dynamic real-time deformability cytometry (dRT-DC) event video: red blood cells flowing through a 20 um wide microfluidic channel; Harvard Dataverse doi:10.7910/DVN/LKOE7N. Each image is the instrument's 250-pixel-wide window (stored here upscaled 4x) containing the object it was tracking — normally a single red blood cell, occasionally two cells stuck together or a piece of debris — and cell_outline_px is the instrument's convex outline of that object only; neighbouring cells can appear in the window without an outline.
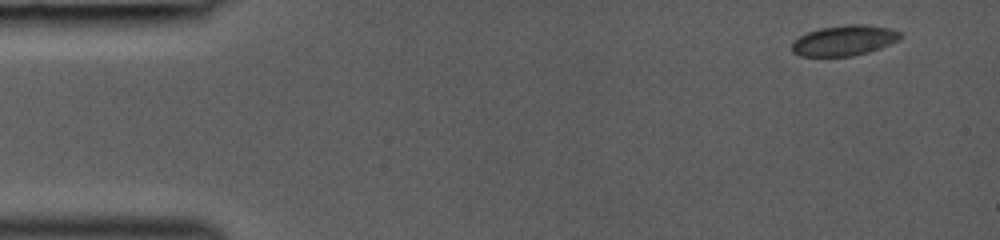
{"species": "common noctule bat (a hibernating species)", "species_latin": "Nyctalus noctula", "temperature_condition": "room temperature", "stored_images_in_passage": 42, "camera_frame_rate_fps": 3000, "um_per_image_px": 0.085, "animal": {"sex": "female", "body_mass_g": 19.0, "forearm_length_mm": 53.3}, "frame": {"image": 1, "passage_image": 1, "time_ms": 0.0, "image_size_px": [1000, 240], "cell_outline_px": [[904, 36], [900, 40], [880, 48], [868, 52], [852, 56], [800, 56], [792, 52], [792, 44], [800, 36], [808, 32], [820, 28], [848, 24], [864, 24], [888, 28], [900, 32]], "centroid_in_image_um": [71.79, 3.44], "position_along_channel_um": 13.2, "area_um2": 19.19}}
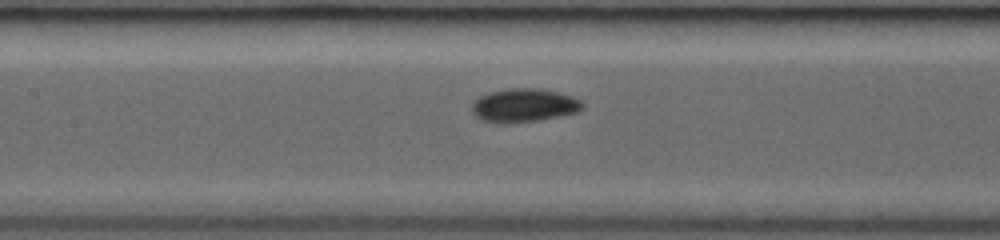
{"frame": {"image": 2, "passage_image": 19, "time_ms": 6.0, "image_size_px": [1000, 240], "cell_outline_px": [[584, 108], [580, 112], [540, 120], [504, 124], [500, 124], [480, 120], [472, 112], [472, 104], [480, 96], [488, 92], [508, 88], [540, 88], [572, 96], [580, 100], [584, 104]], "centroid_in_image_um": [44.54, 8.96], "position_along_channel_um": 162.9, "area_um2": 21.91}}
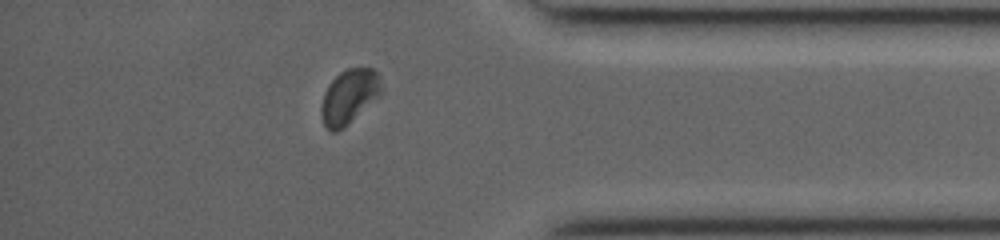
{"frame": {"image": 3, "passage_image": 36, "time_ms": 11.667, "image_size_px": [1000, 240], "cell_outline_px": [[384, 92], [380, 96], [344, 128], [336, 132], [332, 132], [324, 124], [320, 112], [320, 108], [324, 92], [328, 84], [340, 72], [348, 68], [372, 68], [380, 76]], "centroid_in_image_um": [29.7, 8.21], "position_along_channel_um": 405.5, "area_um2": 19.36}}